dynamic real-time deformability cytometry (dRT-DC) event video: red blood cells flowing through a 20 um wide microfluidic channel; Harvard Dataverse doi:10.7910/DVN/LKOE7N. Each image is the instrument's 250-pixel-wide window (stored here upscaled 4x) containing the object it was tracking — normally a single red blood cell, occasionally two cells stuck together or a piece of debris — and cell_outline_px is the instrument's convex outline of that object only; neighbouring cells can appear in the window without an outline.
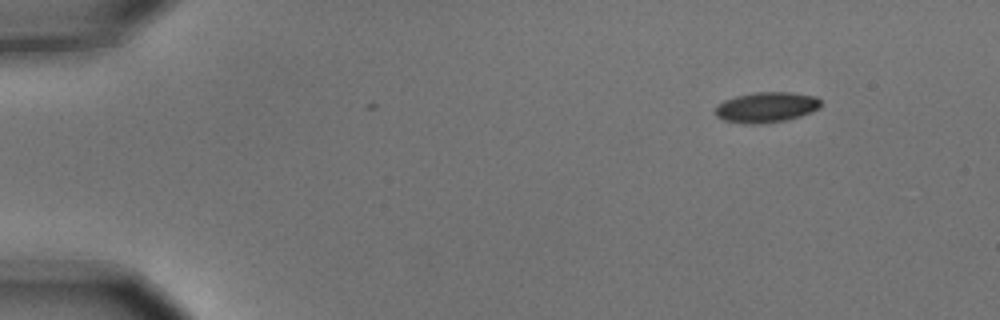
{"species": "common noctule bat (a hibernating species)", "species_latin": "Nyctalus noctula", "temperature_condition": "cold", "stored_images_in_passage": 7, "camera_frame_rate_fps": 3000, "um_per_image_px": 0.085, "animal": {"sex": "male", "body_mass_g": 15.6}, "frame": {"image": 1, "passage_image": 1, "time_ms": 0.0, "image_size_px": [1000, 320], "cell_outline_px": [[820, 108], [812, 112], [800, 116], [784, 120], [760, 124], [744, 124], [724, 120], [716, 116], [716, 104], [724, 100], [736, 96], [756, 92], [792, 92], [816, 96], [820, 100]], "centroid_in_image_um": [65.14, 9.11], "position_along_channel_um": 19.9, "area_um2": 18.79}}
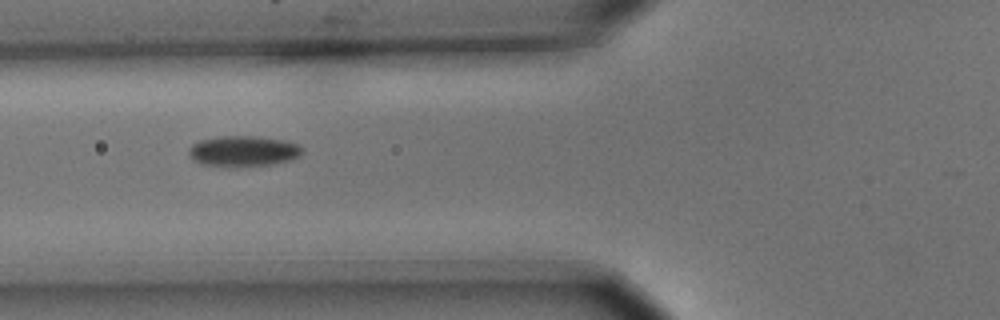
{"frame": {"image": 2, "passage_image": 5, "time_ms": 1.333, "image_size_px": [1000, 320], "cell_outline_px": [[304, 152], [288, 160], [272, 164], [236, 168], [200, 164], [192, 160], [188, 156], [188, 148], [192, 144], [200, 140], [220, 136], [256, 136], [284, 140], [300, 144], [304, 148]], "centroid_in_image_um": [20.64, 12.86], "position_along_channel_um": 105.2, "area_um2": 20.75}}
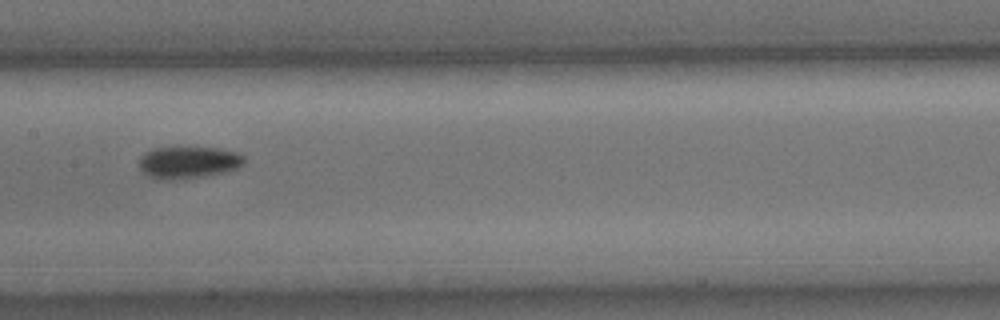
{"frame": {"image": 3, "passage_image": 7, "time_ms": 2.0, "image_size_px": [1000, 320], "cell_outline_px": [[244, 164], [236, 168], [224, 172], [204, 176], [172, 180], [160, 180], [144, 172], [140, 168], [140, 156], [144, 152], [152, 148], [176, 144], [216, 148], [236, 152], [244, 156]], "centroid_in_image_um": [15.98, 13.74], "position_along_channel_um": 191.4, "area_um2": 20.29}}